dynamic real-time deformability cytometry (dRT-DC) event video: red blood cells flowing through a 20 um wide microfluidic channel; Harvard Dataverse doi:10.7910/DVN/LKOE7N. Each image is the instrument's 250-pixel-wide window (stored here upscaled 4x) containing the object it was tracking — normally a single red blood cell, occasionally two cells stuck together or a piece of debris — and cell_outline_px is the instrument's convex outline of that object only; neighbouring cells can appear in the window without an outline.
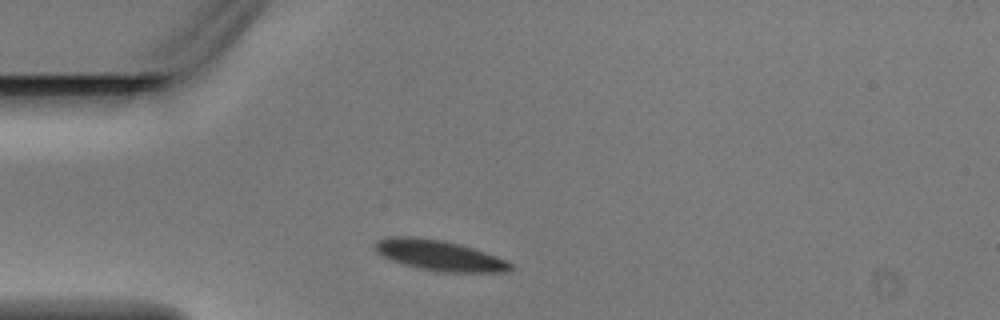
{"species": "Egyptian fruit bat (a non-hibernating species)", "species_latin": "Rousettus aegyptiacus", "temperature_condition": "warm", "stored_images_in_passage": 2, "camera_frame_rate_fps": 3000, "um_per_image_px": 0.085, "animal": {"sex": "male"}, "frame": {"image": 1, "passage_image": 1, "time_ms": 0.0, "image_size_px": [1000, 320], "cell_outline_px": [[512, 268], [508, 272], [444, 272], [420, 268], [404, 264], [392, 260], [376, 252], [372, 248], [372, 244], [376, 240], [388, 236], [416, 236], [440, 240], [460, 244], [484, 252], [504, 260], [512, 264]], "centroid_in_image_um": [37.26, 21.69], "position_along_channel_um": 47.7, "area_um2": 23.93}}